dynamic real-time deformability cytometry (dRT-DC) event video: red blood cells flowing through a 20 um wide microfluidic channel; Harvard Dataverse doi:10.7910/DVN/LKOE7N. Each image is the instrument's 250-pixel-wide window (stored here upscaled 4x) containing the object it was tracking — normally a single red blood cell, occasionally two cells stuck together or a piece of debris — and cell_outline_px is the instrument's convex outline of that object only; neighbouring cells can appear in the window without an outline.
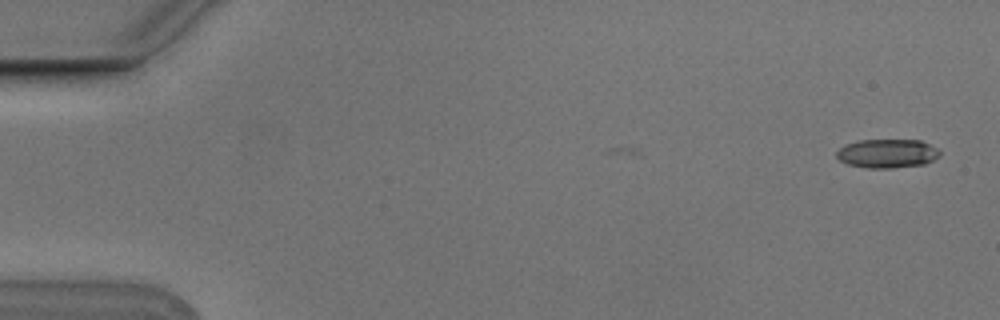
{"species": "Egyptian fruit bat (a non-hibernating species)", "species_latin": "Rousettus aegyptiacus", "temperature_condition": "cold", "stored_images_in_passage": 4, "camera_frame_rate_fps": 3000, "um_per_image_px": 0.085, "animal": {"sex": "male"}, "frame": {"image": 1, "passage_image": 1, "time_ms": 0.0, "image_size_px": [1000, 320], "cell_outline_px": [[940, 156], [924, 164], [892, 168], [868, 168], [848, 164], [840, 160], [836, 156], [836, 152], [844, 144], [860, 140], [920, 140], [936, 148], [940, 152]], "centroid_in_image_um": [75.4, 13.04], "position_along_channel_um": 9.6, "area_um2": 17.28}}